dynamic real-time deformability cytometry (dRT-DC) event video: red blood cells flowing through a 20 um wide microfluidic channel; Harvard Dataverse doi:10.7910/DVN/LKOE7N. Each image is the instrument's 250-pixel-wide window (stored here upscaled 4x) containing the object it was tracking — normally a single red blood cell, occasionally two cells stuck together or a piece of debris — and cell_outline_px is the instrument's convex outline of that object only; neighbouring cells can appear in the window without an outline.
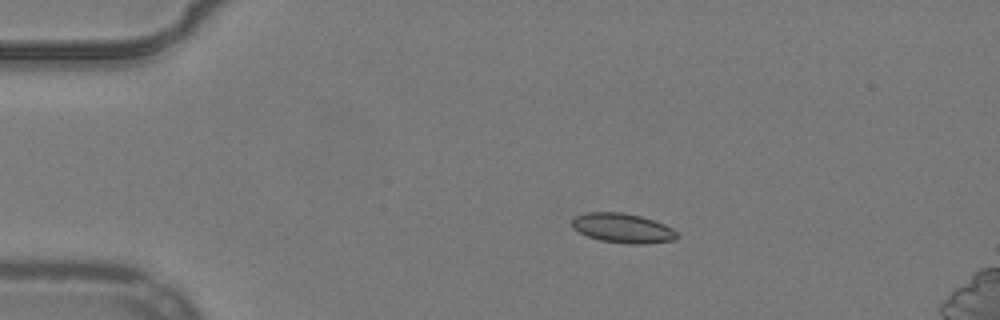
{"species": "common noctule bat (a hibernating species)", "species_latin": "Nyctalus noctula", "temperature_condition": "warm", "stored_images_in_passage": 57, "camera_frame_rate_fps": 3000, "um_per_image_px": 0.085, "animal": {"sex": "male", "body_mass_g": 19.2, "forearm_length_mm": 51.8}, "frame": {"image": 1, "passage_image": 11, "time_ms": 3.333, "image_size_px": [1000, 320], "cell_outline_px": [[680, 236], [676, 240], [648, 244], [628, 244], [600, 240], [588, 236], [572, 228], [572, 220], [576, 216], [588, 212], [624, 212], [640, 216], [664, 224], [672, 228]], "centroid_in_image_um": [52.96, 19.4], "position_along_channel_um": 32.0, "area_um2": 18.15}}
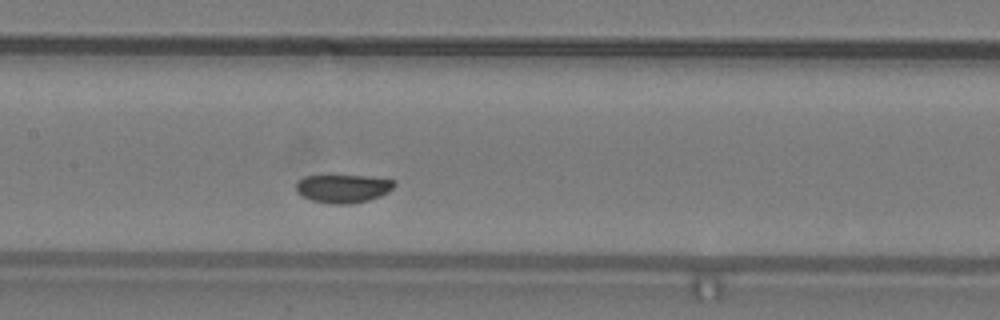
{"frame": {"image": 2, "passage_image": 27, "time_ms": 8.667, "image_size_px": [1000, 320], "cell_outline_px": [[396, 184], [388, 192], [380, 196], [368, 200], [352, 204], [332, 204], [312, 200], [300, 196], [296, 192], [296, 184], [304, 176], [368, 176], [396, 180]], "centroid_in_image_um": [29.17, 16.03], "position_along_channel_um": 178.2, "area_um2": 16.24}}
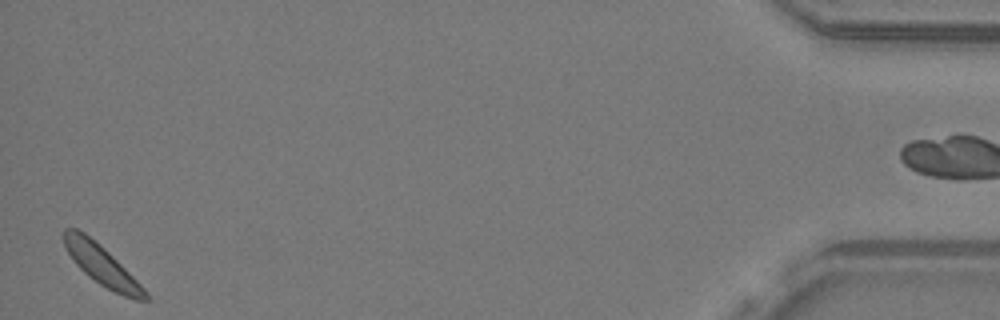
{"frame": {"image": 3, "passage_image": 55, "time_ms": 18.0, "image_size_px": [1000, 320], "cell_outline_px": [[148, 300], [136, 300], [124, 296], [100, 284], [88, 276], [76, 264], [68, 252], [64, 244], [64, 228], [76, 228], [84, 232], [100, 244], [148, 292]], "centroid_in_image_um": [8.64, 22.53], "position_along_channel_um": 426.6, "area_um2": 18.38}}